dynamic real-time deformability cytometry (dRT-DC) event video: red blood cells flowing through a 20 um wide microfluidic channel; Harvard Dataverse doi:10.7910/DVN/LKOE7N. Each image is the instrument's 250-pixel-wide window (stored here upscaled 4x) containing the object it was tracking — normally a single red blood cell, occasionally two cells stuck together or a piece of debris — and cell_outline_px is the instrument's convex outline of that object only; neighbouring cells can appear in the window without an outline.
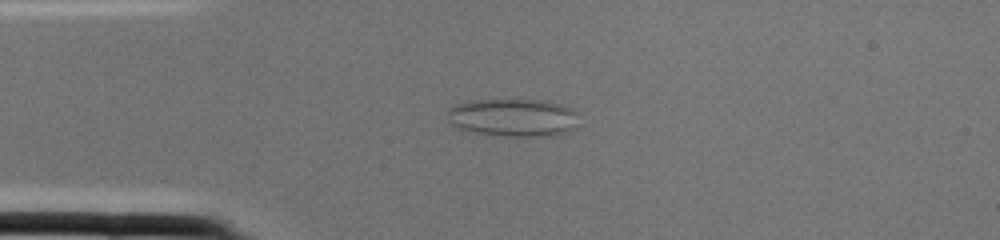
{"species": "common noctule bat (a hibernating species)", "species_latin": "Nyctalus noctula", "temperature_condition": "cold", "stored_images_in_passage": 1, "camera_frame_rate_fps": 3000, "um_per_image_px": 0.085, "animal": {"sex": "female", "body_mass_g": 22.0, "forearm_length_mm": 56.7}, "frame": {"image": 1, "passage_image": 1, "time_ms": 0.0, "image_size_px": [1000, 240], "cell_outline_px": [[576, 128], [568, 132], [552, 136], [504, 136], [472, 132], [460, 128], [452, 124], [448, 120], [444, 112], [448, 108], [456, 104], [472, 100], [536, 100], [560, 104], [572, 108], [576, 112]], "centroid_in_image_um": [43.59, 10.0], "position_along_channel_um": 41.4, "area_um2": 29.19}}